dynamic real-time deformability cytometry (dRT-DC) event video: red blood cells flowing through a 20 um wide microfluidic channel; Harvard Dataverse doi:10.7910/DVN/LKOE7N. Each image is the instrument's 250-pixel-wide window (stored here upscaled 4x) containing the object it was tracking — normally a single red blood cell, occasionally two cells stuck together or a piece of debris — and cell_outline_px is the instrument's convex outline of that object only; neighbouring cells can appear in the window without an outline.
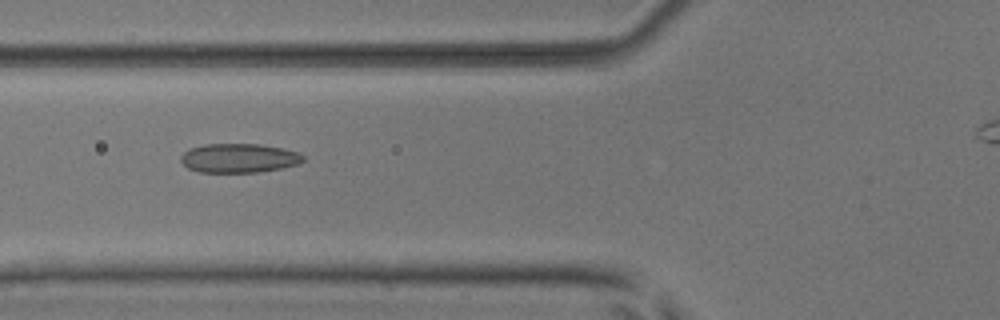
{"species": "common noctule bat (a hibernating species)", "species_latin": "Nyctalus noctula", "temperature_condition": "room temperature", "stored_images_in_passage": 42, "camera_frame_rate_fps": 3000, "um_per_image_px": 0.085, "animal": {"sex": "male", "body_mass_g": 17.9, "forearm_length_mm": 54.2}, "frame": {"image": 1, "passage_image": 14, "time_ms": 4.333, "image_size_px": [1000, 320], "cell_outline_px": [[304, 160], [300, 164], [280, 168], [256, 172], [200, 172], [188, 168], [180, 160], [180, 156], [188, 148], [204, 144], [260, 144], [284, 148], [300, 152], [304, 156]], "centroid_in_image_um": [20.32, 13.43], "position_along_channel_um": 105.5, "area_um2": 20.92}}
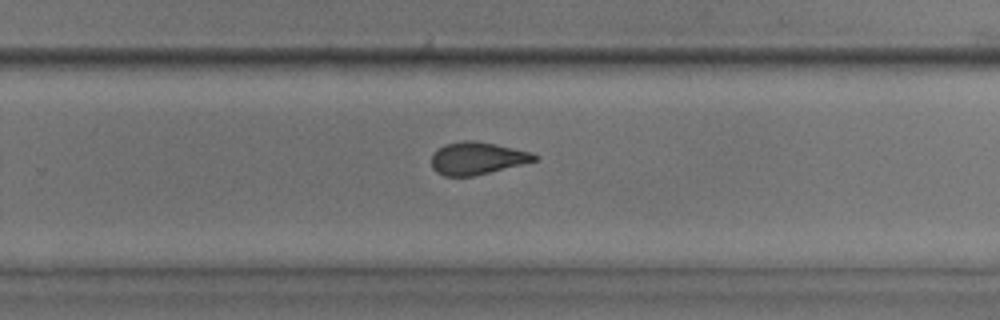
{"frame": {"image": 2, "passage_image": 28, "time_ms": 9.0, "image_size_px": [1000, 320], "cell_outline_px": [[540, 156], [536, 160], [472, 176], [444, 176], [436, 172], [432, 168], [432, 156], [436, 148], [444, 144], [464, 140], [476, 140], [496, 144], [528, 152]], "centroid_in_image_um": [40.49, 13.44], "position_along_channel_um": 289.3, "area_um2": 19.25}}
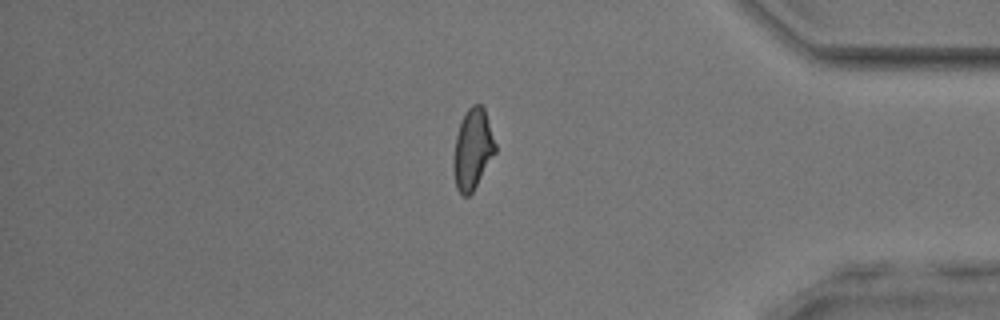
{"frame": {"image": 3, "passage_image": 38, "time_ms": 12.333, "image_size_px": [1000, 320], "cell_outline_px": [[496, 152], [472, 192], [468, 196], [464, 196], [456, 188], [452, 164], [452, 160], [456, 136], [460, 120], [464, 112], [472, 104], [480, 104], [484, 108], [496, 144]], "centroid_in_image_um": [40.16, 12.66], "position_along_channel_um": 395.0, "area_um2": 19.71}, "authors_computed_cell_mechanics": {"area_um2": 20.1433, "velocity_mm_per_s": 3.9524, "shape_relaxation_time_tau1_ms": null, "shape_relaxation_time_tau2_ms": 1.4991, "deformation_change_tau1": null, "deformation_change_tau2": 0.0828}}